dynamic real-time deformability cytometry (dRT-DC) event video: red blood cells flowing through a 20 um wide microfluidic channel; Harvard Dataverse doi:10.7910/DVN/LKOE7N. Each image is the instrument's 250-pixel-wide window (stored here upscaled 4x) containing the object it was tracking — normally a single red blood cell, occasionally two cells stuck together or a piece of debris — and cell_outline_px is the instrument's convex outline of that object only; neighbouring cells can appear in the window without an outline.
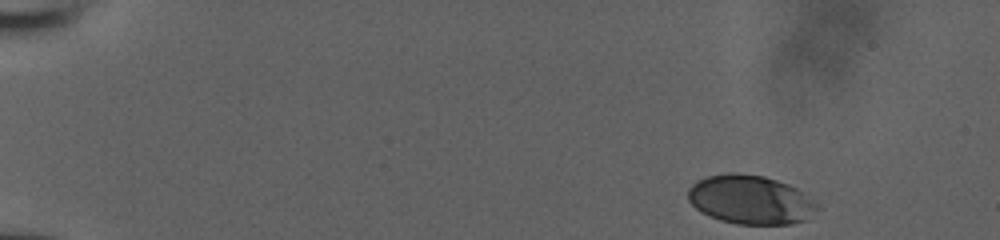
{"species": "human", "species_latin": "Homo sapiens", "temperature_condition": "room temperature", "stored_images_in_passage": 42, "camera_frame_rate_fps": 3000, "um_per_image_px": 0.085, "donor": {"sex": "male"}, "frame": {"image": 1, "passage_image": 1, "time_ms": 0.0, "image_size_px": [1000, 240], "cell_outline_px": [[820, 208], [804, 220], [792, 224], [736, 224], [720, 220], [700, 212], [688, 200], [688, 188], [696, 180], [708, 176], [728, 172], [736, 172], [764, 176], [788, 184], [796, 188], [812, 200]], "centroid_in_image_um": [63.75, 16.97], "position_along_channel_um": 21.3, "area_um2": 36.82}}
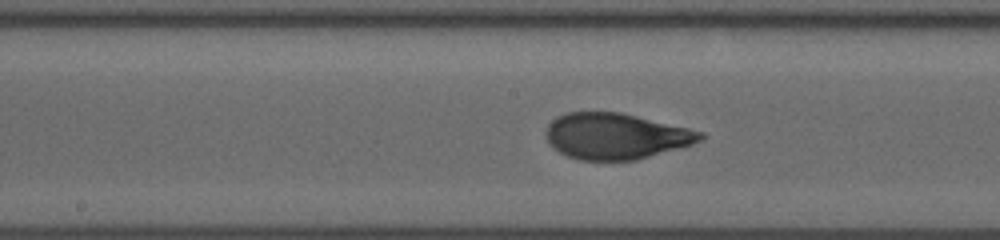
{"frame": {"image": 2, "passage_image": 24, "time_ms": 7.667, "image_size_px": [1000, 240], "cell_outline_px": [[704, 140], [692, 144], [636, 160], [580, 160], [568, 156], [552, 148], [544, 136], [548, 124], [556, 116], [568, 112], [620, 112], [688, 128], [704, 132]], "centroid_in_image_um": [52.31, 11.57], "position_along_channel_um": 195.9, "area_um2": 41.38}}
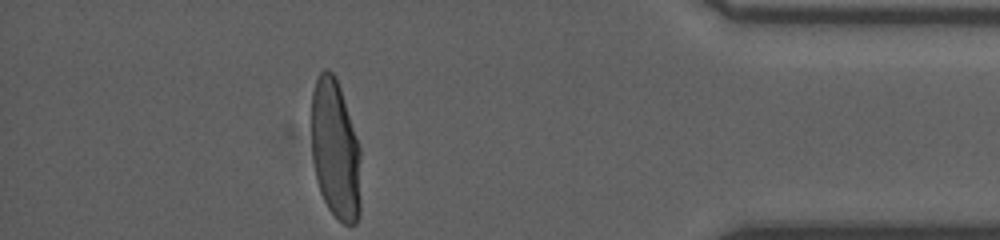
{"frame": {"image": 3, "passage_image": 42, "time_ms": 13.667, "image_size_px": [1000, 240], "cell_outline_px": [[360, 216], [356, 224], [344, 224], [328, 208], [320, 192], [316, 180], [312, 160], [312, 92], [316, 80], [320, 72], [324, 68], [328, 68], [336, 76], [360, 148]], "centroid_in_image_um": [28.5, 12.73], "position_along_channel_um": 406.7, "area_um2": 40.34}}